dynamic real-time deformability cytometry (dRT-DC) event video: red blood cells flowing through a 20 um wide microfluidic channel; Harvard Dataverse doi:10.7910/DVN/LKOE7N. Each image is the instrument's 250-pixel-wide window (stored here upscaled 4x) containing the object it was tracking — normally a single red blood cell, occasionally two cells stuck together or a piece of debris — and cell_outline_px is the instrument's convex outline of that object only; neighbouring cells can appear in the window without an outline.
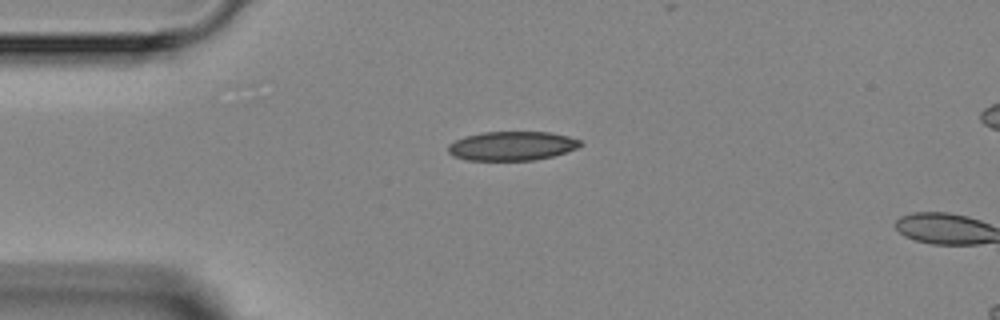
{"species": "Egyptian fruit bat (a non-hibernating species)", "species_latin": "Rousettus aegyptiacus", "temperature_condition": "room temperature", "stored_images_in_passage": 2, "camera_frame_rate_fps": 3000, "um_per_image_px": 0.085, "animal": {"sex": "female"}, "frame": {"image": 1, "passage_image": 1, "time_ms": 0.0, "image_size_px": [1000, 320], "cell_outline_px": [[584, 144], [576, 148], [552, 156], [532, 160], [468, 160], [452, 156], [448, 152], [448, 144], [464, 136], [484, 132], [548, 132], [568, 136], [580, 140]], "centroid_in_image_um": [43.49, 12.4], "position_along_channel_um": 41.5, "area_um2": 22.31}}